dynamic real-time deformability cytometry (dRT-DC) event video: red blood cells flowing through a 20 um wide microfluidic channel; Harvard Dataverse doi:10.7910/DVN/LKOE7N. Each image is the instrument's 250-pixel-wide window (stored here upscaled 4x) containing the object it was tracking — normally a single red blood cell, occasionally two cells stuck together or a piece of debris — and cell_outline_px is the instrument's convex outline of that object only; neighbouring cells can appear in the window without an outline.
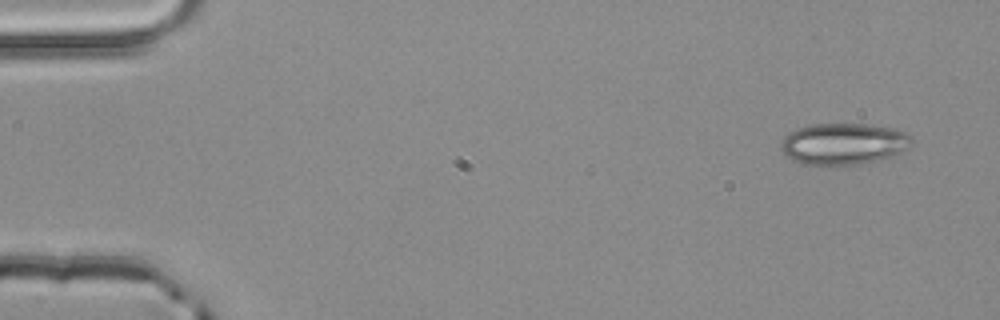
{"species": "common noctule bat (a hibernating species)", "species_latin": "Nyctalus noctula", "temperature_condition": "room temperature", "stored_images_in_passage": 3, "camera_frame_rate_fps": 3000, "um_per_image_px": 0.085, "animal": {"sex": "male", "body_mass_g": 20.4}, "frame": {"image": 1, "passage_image": 1, "time_ms": 0.0, "image_size_px": [1000, 320], "cell_outline_px": [[912, 144], [904, 152], [892, 156], [860, 164], [804, 164], [792, 160], [784, 156], [780, 148], [780, 144], [784, 136], [788, 132], [796, 128], [812, 124], [868, 124], [892, 128], [904, 132], [912, 140]], "centroid_in_image_um": [71.66, 12.22], "position_along_channel_um": 13.3, "area_um2": 31.67}}